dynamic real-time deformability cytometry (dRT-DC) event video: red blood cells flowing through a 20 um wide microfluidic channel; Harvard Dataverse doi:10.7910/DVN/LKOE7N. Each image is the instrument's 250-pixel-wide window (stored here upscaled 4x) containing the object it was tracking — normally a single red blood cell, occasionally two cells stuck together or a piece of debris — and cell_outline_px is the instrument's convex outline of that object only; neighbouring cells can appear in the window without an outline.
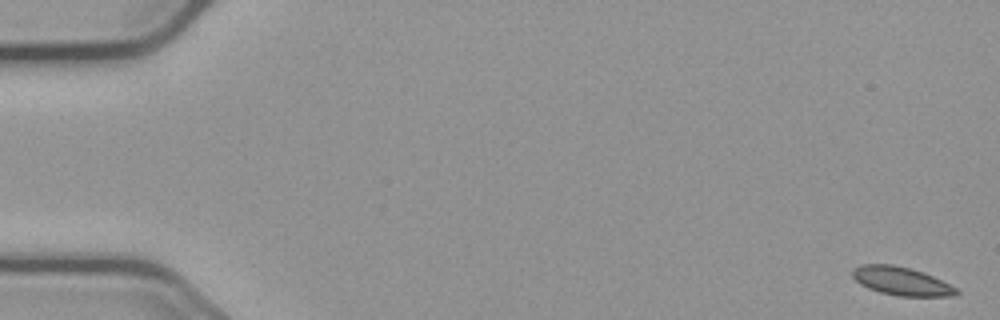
{"species": "common noctule bat (a hibernating species)", "species_latin": "Nyctalus noctula", "temperature_condition": "cold", "stored_images_in_passage": 57, "camera_frame_rate_fps": 3000, "um_per_image_px": 0.085, "animal": {"sex": "male", "body_mass_g": 23.1, "forearm_length_mm": 52.7}, "frame": {"image": 1, "passage_image": 1, "time_ms": 0.0, "image_size_px": [1000, 320], "cell_outline_px": [[960, 292], [956, 296], [900, 296], [880, 292], [868, 288], [860, 284], [852, 276], [852, 268], [860, 264], [892, 264], [924, 272], [956, 288]], "centroid_in_image_um": [76.59, 23.89], "position_along_channel_um": 8.4, "area_um2": 17.11}}
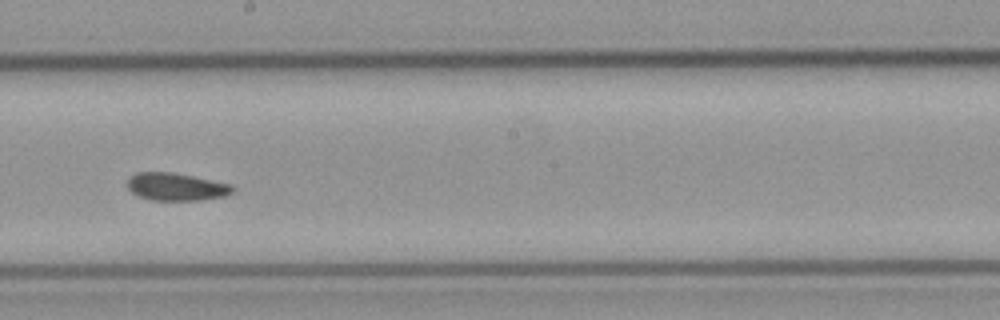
{"frame": {"image": 2, "passage_image": 32, "time_ms": 10.333, "image_size_px": [1000, 320], "cell_outline_px": [[236, 188], [232, 192], [224, 196], [200, 200], [152, 200], [140, 196], [132, 192], [128, 188], [128, 176], [136, 172], [172, 172], [232, 184]], "centroid_in_image_um": [14.98, 15.87], "position_along_channel_um": 233.2, "area_um2": 16.94}}
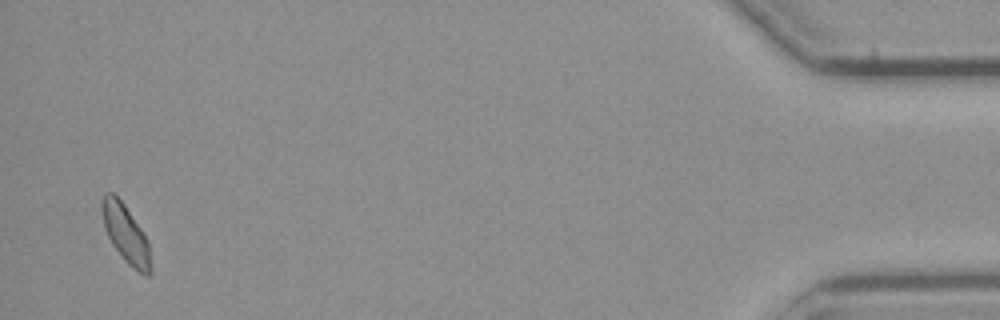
{"frame": {"image": 3, "passage_image": 55, "time_ms": 18.0, "image_size_px": [1000, 320], "cell_outline_px": [[152, 272], [148, 276], [144, 276], [132, 268], [124, 260], [112, 244], [104, 228], [100, 208], [100, 200], [104, 192], [112, 192], [124, 204], [148, 240], [152, 264]], "centroid_in_image_um": [10.68, 19.9], "position_along_channel_um": 424.5, "area_um2": 16.82}}